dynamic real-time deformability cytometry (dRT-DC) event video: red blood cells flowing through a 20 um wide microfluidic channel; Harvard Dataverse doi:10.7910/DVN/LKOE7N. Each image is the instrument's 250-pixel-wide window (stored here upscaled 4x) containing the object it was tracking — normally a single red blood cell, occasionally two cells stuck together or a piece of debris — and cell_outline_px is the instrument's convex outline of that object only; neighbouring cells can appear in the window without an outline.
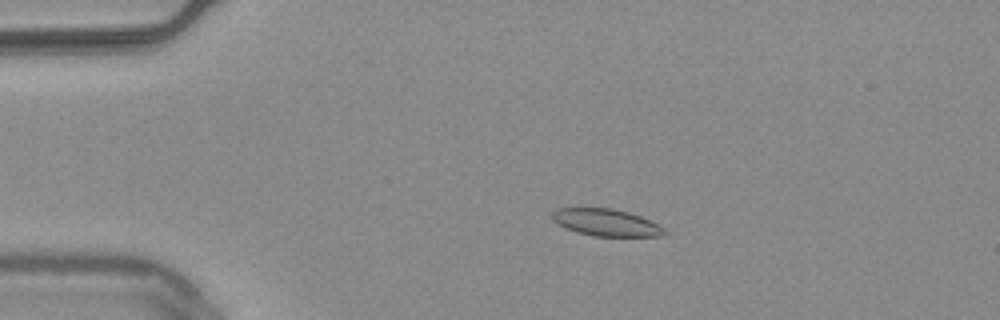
{"species": "common noctule bat (a hibernating species)", "species_latin": "Nyctalus noctula", "temperature_condition": "warm", "stored_images_in_passage": 55, "camera_frame_rate_fps": 3000, "um_per_image_px": 0.085, "animal": {"sex": "male", "body_mass_g": 20.4}, "frame": {"image": 1, "passage_image": 12, "time_ms": 3.667, "image_size_px": [1000, 320], "cell_outline_px": [[668, 236], [592, 236], [576, 232], [552, 220], [552, 212], [556, 208], [612, 208], [628, 212], [640, 216], [664, 228], [668, 232]], "centroid_in_image_um": [51.54, 18.92], "position_along_channel_um": 33.5, "area_um2": 17.63}}
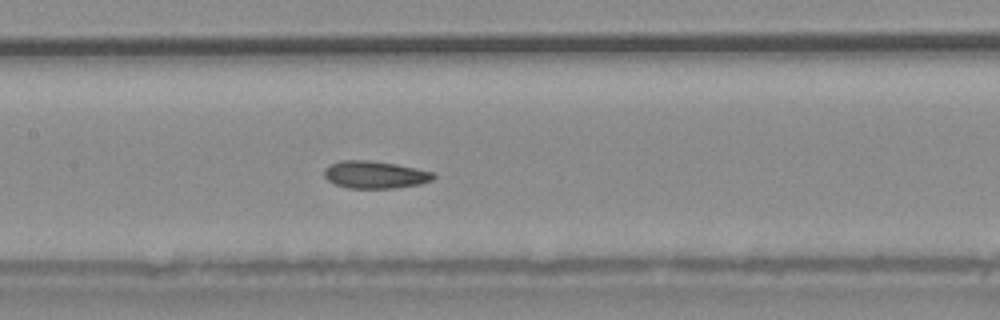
{"frame": {"image": 2, "passage_image": 27, "time_ms": 8.667, "image_size_px": [1000, 320], "cell_outline_px": [[436, 176], [432, 180], [420, 184], [396, 188], [348, 188], [336, 184], [328, 180], [324, 176], [324, 168], [340, 160], [368, 160], [396, 164], [436, 172]], "centroid_in_image_um": [31.9, 14.85], "position_along_channel_um": 175.5, "area_um2": 17.51}}
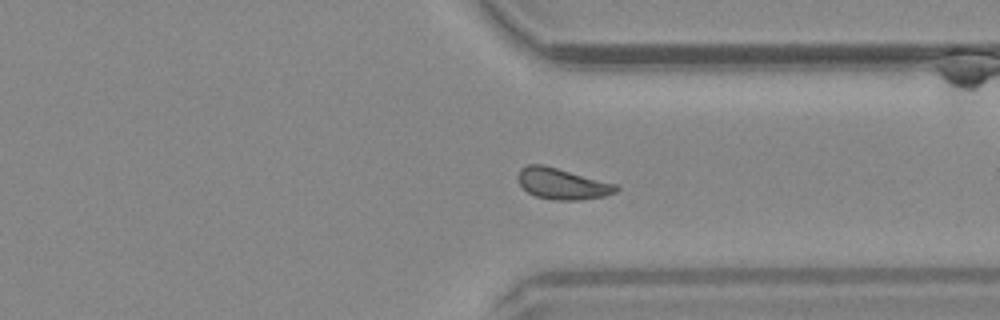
{"frame": {"image": 3, "passage_image": 42, "time_ms": 13.667, "image_size_px": [1000, 320], "cell_outline_px": [[620, 188], [616, 192], [608, 196], [580, 200], [552, 200], [536, 196], [528, 192], [520, 184], [516, 176], [520, 168], [528, 164], [544, 164], [616, 184]], "centroid_in_image_um": [47.79, 15.62], "position_along_channel_um": 363.6, "area_um2": 17.98}, "authors_computed_cell_mechanics": {"area_um2": 17.6868, "velocity_mm_per_s": 3.7542, "shape_relaxation_time_tau1_ms": null, "shape_relaxation_time_tau2_ms": 3.0927, "deformation_change_tau1": null, "deformation_change_tau2": 0.0855}}